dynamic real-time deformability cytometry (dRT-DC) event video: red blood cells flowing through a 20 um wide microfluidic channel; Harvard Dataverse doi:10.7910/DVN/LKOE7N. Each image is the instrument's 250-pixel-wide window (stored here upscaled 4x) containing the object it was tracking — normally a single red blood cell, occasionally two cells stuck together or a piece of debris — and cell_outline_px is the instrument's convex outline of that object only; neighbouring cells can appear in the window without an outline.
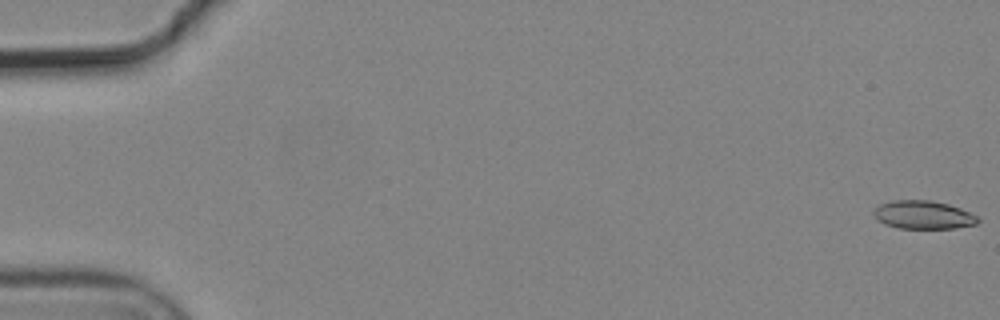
{"species": "common noctule bat (a hibernating species)", "species_latin": "Nyctalus noctula", "temperature_condition": "cold", "stored_images_in_passage": 5, "camera_frame_rate_fps": 3000, "um_per_image_px": 0.085, "animal": {"sex": "male", "body_mass_g": 19.2, "forearm_length_mm": 51.8}, "frame": {"image": 1, "passage_image": 1, "time_ms": 0.0, "image_size_px": [1000, 320], "cell_outline_px": [[980, 220], [976, 224], [956, 228], [900, 228], [884, 224], [872, 212], [880, 204], [892, 200], [932, 200], [948, 204], [960, 208], [976, 216]], "centroid_in_image_um": [78.48, 18.25], "position_along_channel_um": 6.5, "area_um2": 16.99}}
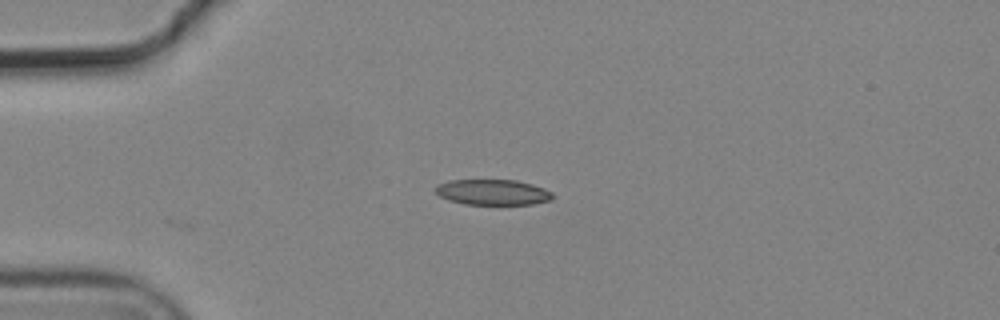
{"frame": {"image": 2, "passage_image": 5, "time_ms": 1.333, "image_size_px": [1000, 320], "cell_outline_px": [[552, 200], [532, 204], [464, 204], [448, 200], [440, 196], [436, 192], [436, 184], [448, 180], [516, 180], [532, 184], [544, 188], [552, 192]], "centroid_in_image_um": [41.87, 16.33], "position_along_channel_um": 43.1, "area_um2": 17.46}}